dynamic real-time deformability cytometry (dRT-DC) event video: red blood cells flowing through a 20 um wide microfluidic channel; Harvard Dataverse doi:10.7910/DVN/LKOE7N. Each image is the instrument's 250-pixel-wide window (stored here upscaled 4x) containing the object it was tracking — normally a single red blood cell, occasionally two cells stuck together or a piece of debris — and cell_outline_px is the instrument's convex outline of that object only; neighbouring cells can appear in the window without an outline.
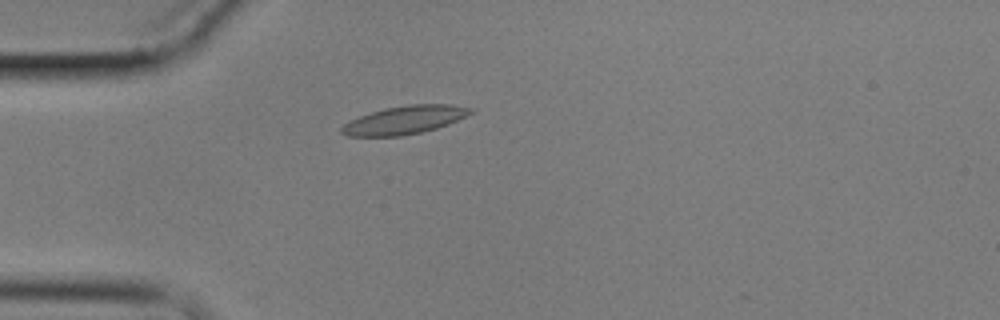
{"species": "common noctule bat (a hibernating species)", "species_latin": "Nyctalus noctula", "temperature_condition": "cold", "stored_images_in_passage": 3, "camera_frame_rate_fps": 3000, "um_per_image_px": 0.085, "animal": {"sex": "male", "body_mass_g": 17.9}, "frame": {"image": 1, "passage_image": 3, "time_ms": 3.333, "image_size_px": [1000, 320], "cell_outline_px": [[472, 112], [448, 124], [436, 128], [420, 132], [400, 136], [348, 136], [340, 132], [340, 128], [344, 124], [360, 116], [384, 108], [408, 104], [452, 104], [472, 108]], "centroid_in_image_um": [34.37, 10.19], "position_along_channel_um": 50.6, "area_um2": 20.92}}